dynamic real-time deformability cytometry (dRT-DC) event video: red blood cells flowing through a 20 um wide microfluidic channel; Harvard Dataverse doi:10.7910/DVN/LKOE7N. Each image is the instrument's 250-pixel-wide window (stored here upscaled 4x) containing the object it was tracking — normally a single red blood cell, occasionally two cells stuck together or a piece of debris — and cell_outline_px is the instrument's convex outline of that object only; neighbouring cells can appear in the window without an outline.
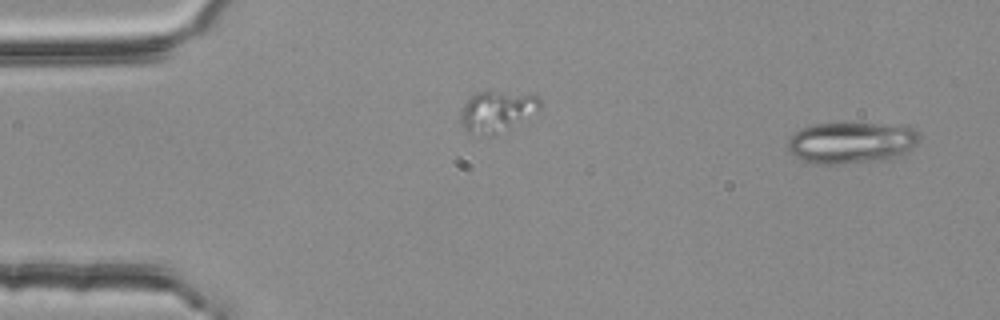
{"species": "common noctule bat (a hibernating species)", "species_latin": "Nyctalus noctula", "temperature_condition": "room temperature", "stored_images_in_passage": 3, "segment_of_instrument_passage": [2, 2], "camera_frame_rate_fps": 3000, "um_per_image_px": 0.085, "animal": {"sex": "female", "body_mass_g": 25.1}, "frame": {"image": 1, "passage_image": 3, "time_ms": 0.667, "image_size_px": [1000, 320], "cell_outline_px": [[920, 140], [904, 156], [892, 160], [836, 164], [820, 164], [804, 160], [788, 152], [788, 140], [800, 128], [812, 124], [908, 124], [916, 128], [920, 132]], "centroid_in_image_um": [72.49, 12.13], "position_along_channel_um": 12.5, "area_um2": 32.48}}